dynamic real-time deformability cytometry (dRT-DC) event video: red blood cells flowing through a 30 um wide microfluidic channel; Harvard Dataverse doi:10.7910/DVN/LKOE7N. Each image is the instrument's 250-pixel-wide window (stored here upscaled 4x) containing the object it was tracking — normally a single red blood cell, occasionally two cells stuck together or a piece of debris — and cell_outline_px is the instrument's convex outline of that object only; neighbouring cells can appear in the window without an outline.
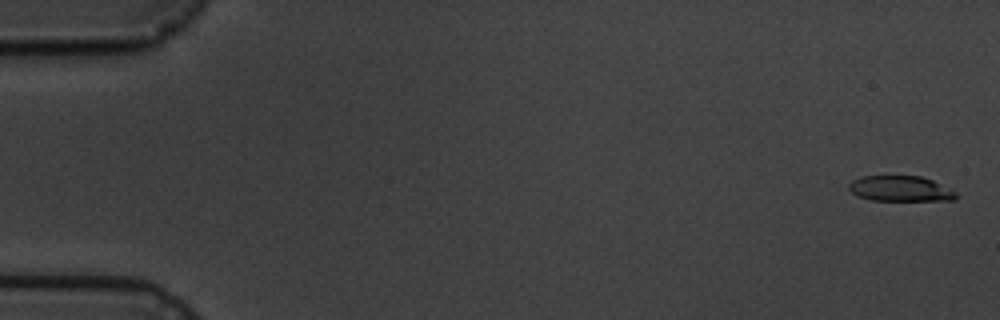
{"species": "common noctule bat (a hibernating species)", "species_latin": "Nyctalus noctula", "temperature_condition": "cold", "stored_images_in_passage": 6, "camera_frame_rate_fps": 3000, "um_per_image_px": 0.085, "animal": {"sex": "male", "body_mass_g": 19.5, "forearm_length_mm": 54.6}, "frame": {"image": 1, "passage_image": 1, "time_ms": 0.0, "image_size_px": [1000, 320], "cell_outline_px": [[960, 196], [956, 200], [872, 200], [860, 196], [852, 192], [848, 188], [848, 184], [852, 180], [864, 176], [920, 176], [932, 180], [956, 192]], "centroid_in_image_um": [76.56, 16.04], "position_along_channel_um": 8.4, "area_um2": 15.78}}